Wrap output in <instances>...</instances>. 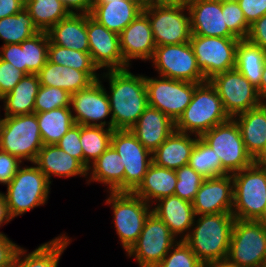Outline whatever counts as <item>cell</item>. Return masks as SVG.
Masks as SVG:
<instances>
[{
	"instance_id": "obj_30",
	"label": "cell",
	"mask_w": 266,
	"mask_h": 267,
	"mask_svg": "<svg viewBox=\"0 0 266 267\" xmlns=\"http://www.w3.org/2000/svg\"><path fill=\"white\" fill-rule=\"evenodd\" d=\"M176 184L175 170L157 166L152 162L143 180L132 193L151 205L150 202L174 195Z\"/></svg>"
},
{
	"instance_id": "obj_42",
	"label": "cell",
	"mask_w": 266,
	"mask_h": 267,
	"mask_svg": "<svg viewBox=\"0 0 266 267\" xmlns=\"http://www.w3.org/2000/svg\"><path fill=\"white\" fill-rule=\"evenodd\" d=\"M71 94L61 88L40 85L35 98L34 113L70 107Z\"/></svg>"
},
{
	"instance_id": "obj_18",
	"label": "cell",
	"mask_w": 266,
	"mask_h": 267,
	"mask_svg": "<svg viewBox=\"0 0 266 267\" xmlns=\"http://www.w3.org/2000/svg\"><path fill=\"white\" fill-rule=\"evenodd\" d=\"M89 53L93 63L107 70L125 69L129 65L123 60L119 34L108 30L87 14Z\"/></svg>"
},
{
	"instance_id": "obj_45",
	"label": "cell",
	"mask_w": 266,
	"mask_h": 267,
	"mask_svg": "<svg viewBox=\"0 0 266 267\" xmlns=\"http://www.w3.org/2000/svg\"><path fill=\"white\" fill-rule=\"evenodd\" d=\"M222 13L224 14L227 28L238 39H246L250 25L247 23L238 2H222Z\"/></svg>"
},
{
	"instance_id": "obj_5",
	"label": "cell",
	"mask_w": 266,
	"mask_h": 267,
	"mask_svg": "<svg viewBox=\"0 0 266 267\" xmlns=\"http://www.w3.org/2000/svg\"><path fill=\"white\" fill-rule=\"evenodd\" d=\"M50 184L37 166L20 167L4 194L10 217L13 219L30 209L44 205L50 192Z\"/></svg>"
},
{
	"instance_id": "obj_59",
	"label": "cell",
	"mask_w": 266,
	"mask_h": 267,
	"mask_svg": "<svg viewBox=\"0 0 266 267\" xmlns=\"http://www.w3.org/2000/svg\"><path fill=\"white\" fill-rule=\"evenodd\" d=\"M258 222L266 228V208L262 214V216L259 218Z\"/></svg>"
},
{
	"instance_id": "obj_40",
	"label": "cell",
	"mask_w": 266,
	"mask_h": 267,
	"mask_svg": "<svg viewBox=\"0 0 266 267\" xmlns=\"http://www.w3.org/2000/svg\"><path fill=\"white\" fill-rule=\"evenodd\" d=\"M189 165L201 176L206 178L222 176L220 158L209 144L198 137L192 150Z\"/></svg>"
},
{
	"instance_id": "obj_20",
	"label": "cell",
	"mask_w": 266,
	"mask_h": 267,
	"mask_svg": "<svg viewBox=\"0 0 266 267\" xmlns=\"http://www.w3.org/2000/svg\"><path fill=\"white\" fill-rule=\"evenodd\" d=\"M192 35L237 38L225 24L222 2L219 0H193L187 6Z\"/></svg>"
},
{
	"instance_id": "obj_22",
	"label": "cell",
	"mask_w": 266,
	"mask_h": 267,
	"mask_svg": "<svg viewBox=\"0 0 266 267\" xmlns=\"http://www.w3.org/2000/svg\"><path fill=\"white\" fill-rule=\"evenodd\" d=\"M175 130V122L160 110L148 106L130 128L138 141L153 153Z\"/></svg>"
},
{
	"instance_id": "obj_63",
	"label": "cell",
	"mask_w": 266,
	"mask_h": 267,
	"mask_svg": "<svg viewBox=\"0 0 266 267\" xmlns=\"http://www.w3.org/2000/svg\"><path fill=\"white\" fill-rule=\"evenodd\" d=\"M221 2H238L239 0H219Z\"/></svg>"
},
{
	"instance_id": "obj_54",
	"label": "cell",
	"mask_w": 266,
	"mask_h": 267,
	"mask_svg": "<svg viewBox=\"0 0 266 267\" xmlns=\"http://www.w3.org/2000/svg\"><path fill=\"white\" fill-rule=\"evenodd\" d=\"M62 2L70 14L78 11L80 14H90L92 10V0H62Z\"/></svg>"
},
{
	"instance_id": "obj_3",
	"label": "cell",
	"mask_w": 266,
	"mask_h": 267,
	"mask_svg": "<svg viewBox=\"0 0 266 267\" xmlns=\"http://www.w3.org/2000/svg\"><path fill=\"white\" fill-rule=\"evenodd\" d=\"M229 119L215 87L207 80L195 87L190 104L175 122V130L201 137Z\"/></svg>"
},
{
	"instance_id": "obj_47",
	"label": "cell",
	"mask_w": 266,
	"mask_h": 267,
	"mask_svg": "<svg viewBox=\"0 0 266 267\" xmlns=\"http://www.w3.org/2000/svg\"><path fill=\"white\" fill-rule=\"evenodd\" d=\"M57 146L76 158L83 165V151L80 142V125L74 124L60 139Z\"/></svg>"
},
{
	"instance_id": "obj_55",
	"label": "cell",
	"mask_w": 266,
	"mask_h": 267,
	"mask_svg": "<svg viewBox=\"0 0 266 267\" xmlns=\"http://www.w3.org/2000/svg\"><path fill=\"white\" fill-rule=\"evenodd\" d=\"M12 218L9 215L8 208H7V202L4 193L0 192V226L3 225V223H8L11 221ZM5 235L0 232V236Z\"/></svg>"
},
{
	"instance_id": "obj_4",
	"label": "cell",
	"mask_w": 266,
	"mask_h": 267,
	"mask_svg": "<svg viewBox=\"0 0 266 267\" xmlns=\"http://www.w3.org/2000/svg\"><path fill=\"white\" fill-rule=\"evenodd\" d=\"M232 177L233 216L258 221L266 208V165L255 161Z\"/></svg>"
},
{
	"instance_id": "obj_58",
	"label": "cell",
	"mask_w": 266,
	"mask_h": 267,
	"mask_svg": "<svg viewBox=\"0 0 266 267\" xmlns=\"http://www.w3.org/2000/svg\"><path fill=\"white\" fill-rule=\"evenodd\" d=\"M200 267H224V261L221 262H202Z\"/></svg>"
},
{
	"instance_id": "obj_17",
	"label": "cell",
	"mask_w": 266,
	"mask_h": 267,
	"mask_svg": "<svg viewBox=\"0 0 266 267\" xmlns=\"http://www.w3.org/2000/svg\"><path fill=\"white\" fill-rule=\"evenodd\" d=\"M102 82L97 80L88 88L71 94L70 109L74 123L87 126H101L112 129V122L103 121L111 114L108 93ZM98 122V123H97Z\"/></svg>"
},
{
	"instance_id": "obj_57",
	"label": "cell",
	"mask_w": 266,
	"mask_h": 267,
	"mask_svg": "<svg viewBox=\"0 0 266 267\" xmlns=\"http://www.w3.org/2000/svg\"><path fill=\"white\" fill-rule=\"evenodd\" d=\"M193 0H148V4H167L188 6Z\"/></svg>"
},
{
	"instance_id": "obj_19",
	"label": "cell",
	"mask_w": 266,
	"mask_h": 267,
	"mask_svg": "<svg viewBox=\"0 0 266 267\" xmlns=\"http://www.w3.org/2000/svg\"><path fill=\"white\" fill-rule=\"evenodd\" d=\"M195 215L232 213L233 177L230 174L206 178L192 201Z\"/></svg>"
},
{
	"instance_id": "obj_37",
	"label": "cell",
	"mask_w": 266,
	"mask_h": 267,
	"mask_svg": "<svg viewBox=\"0 0 266 267\" xmlns=\"http://www.w3.org/2000/svg\"><path fill=\"white\" fill-rule=\"evenodd\" d=\"M24 8L37 28L45 32L70 14L62 0H25Z\"/></svg>"
},
{
	"instance_id": "obj_33",
	"label": "cell",
	"mask_w": 266,
	"mask_h": 267,
	"mask_svg": "<svg viewBox=\"0 0 266 267\" xmlns=\"http://www.w3.org/2000/svg\"><path fill=\"white\" fill-rule=\"evenodd\" d=\"M69 243L70 239L62 235L40 245L29 254H25L26 250L19 248L11 267H57L60 256Z\"/></svg>"
},
{
	"instance_id": "obj_46",
	"label": "cell",
	"mask_w": 266,
	"mask_h": 267,
	"mask_svg": "<svg viewBox=\"0 0 266 267\" xmlns=\"http://www.w3.org/2000/svg\"><path fill=\"white\" fill-rule=\"evenodd\" d=\"M25 73L0 58V99L11 92Z\"/></svg>"
},
{
	"instance_id": "obj_21",
	"label": "cell",
	"mask_w": 266,
	"mask_h": 267,
	"mask_svg": "<svg viewBox=\"0 0 266 267\" xmlns=\"http://www.w3.org/2000/svg\"><path fill=\"white\" fill-rule=\"evenodd\" d=\"M123 60H151L156 48L148 17L142 12L120 34Z\"/></svg>"
},
{
	"instance_id": "obj_26",
	"label": "cell",
	"mask_w": 266,
	"mask_h": 267,
	"mask_svg": "<svg viewBox=\"0 0 266 267\" xmlns=\"http://www.w3.org/2000/svg\"><path fill=\"white\" fill-rule=\"evenodd\" d=\"M157 206L152 208L155 213L170 229L171 233L184 240L191 230V227L196 218L192 203L181 199L177 195H170L159 199ZM189 230V231H188Z\"/></svg>"
},
{
	"instance_id": "obj_31",
	"label": "cell",
	"mask_w": 266,
	"mask_h": 267,
	"mask_svg": "<svg viewBox=\"0 0 266 267\" xmlns=\"http://www.w3.org/2000/svg\"><path fill=\"white\" fill-rule=\"evenodd\" d=\"M90 181L109 186V192H124L125 167L118 152L110 145L106 151L89 166Z\"/></svg>"
},
{
	"instance_id": "obj_48",
	"label": "cell",
	"mask_w": 266,
	"mask_h": 267,
	"mask_svg": "<svg viewBox=\"0 0 266 267\" xmlns=\"http://www.w3.org/2000/svg\"><path fill=\"white\" fill-rule=\"evenodd\" d=\"M22 161L0 149V184L8 185L20 168Z\"/></svg>"
},
{
	"instance_id": "obj_36",
	"label": "cell",
	"mask_w": 266,
	"mask_h": 267,
	"mask_svg": "<svg viewBox=\"0 0 266 267\" xmlns=\"http://www.w3.org/2000/svg\"><path fill=\"white\" fill-rule=\"evenodd\" d=\"M114 129L101 126L80 125V142L83 151V166L88 170L90 163L99 158L111 145Z\"/></svg>"
},
{
	"instance_id": "obj_64",
	"label": "cell",
	"mask_w": 266,
	"mask_h": 267,
	"mask_svg": "<svg viewBox=\"0 0 266 267\" xmlns=\"http://www.w3.org/2000/svg\"><path fill=\"white\" fill-rule=\"evenodd\" d=\"M144 4H148V0H141Z\"/></svg>"
},
{
	"instance_id": "obj_41",
	"label": "cell",
	"mask_w": 266,
	"mask_h": 267,
	"mask_svg": "<svg viewBox=\"0 0 266 267\" xmlns=\"http://www.w3.org/2000/svg\"><path fill=\"white\" fill-rule=\"evenodd\" d=\"M49 62L71 67L83 72H96L98 67L93 63L89 52H81L59 45L49 43L48 56Z\"/></svg>"
},
{
	"instance_id": "obj_56",
	"label": "cell",
	"mask_w": 266,
	"mask_h": 267,
	"mask_svg": "<svg viewBox=\"0 0 266 267\" xmlns=\"http://www.w3.org/2000/svg\"><path fill=\"white\" fill-rule=\"evenodd\" d=\"M257 92H258V95L261 98V100L263 102H266V100H264V99H266V59L264 62L262 77H261L260 85L257 88Z\"/></svg>"
},
{
	"instance_id": "obj_52",
	"label": "cell",
	"mask_w": 266,
	"mask_h": 267,
	"mask_svg": "<svg viewBox=\"0 0 266 267\" xmlns=\"http://www.w3.org/2000/svg\"><path fill=\"white\" fill-rule=\"evenodd\" d=\"M0 58L24 72V66H22V48L20 44L3 45L0 50Z\"/></svg>"
},
{
	"instance_id": "obj_32",
	"label": "cell",
	"mask_w": 266,
	"mask_h": 267,
	"mask_svg": "<svg viewBox=\"0 0 266 267\" xmlns=\"http://www.w3.org/2000/svg\"><path fill=\"white\" fill-rule=\"evenodd\" d=\"M40 87L37 74H25L13 90L2 97L6 117L34 113L35 98Z\"/></svg>"
},
{
	"instance_id": "obj_34",
	"label": "cell",
	"mask_w": 266,
	"mask_h": 267,
	"mask_svg": "<svg viewBox=\"0 0 266 267\" xmlns=\"http://www.w3.org/2000/svg\"><path fill=\"white\" fill-rule=\"evenodd\" d=\"M266 51L252 44L247 39H241L236 47L235 69L238 70L253 86L259 87Z\"/></svg>"
},
{
	"instance_id": "obj_1",
	"label": "cell",
	"mask_w": 266,
	"mask_h": 267,
	"mask_svg": "<svg viewBox=\"0 0 266 267\" xmlns=\"http://www.w3.org/2000/svg\"><path fill=\"white\" fill-rule=\"evenodd\" d=\"M105 74V75H104ZM102 76L109 80L108 94L112 129H130L148 107L145 76L132 74L125 69L108 70Z\"/></svg>"
},
{
	"instance_id": "obj_43",
	"label": "cell",
	"mask_w": 266,
	"mask_h": 267,
	"mask_svg": "<svg viewBox=\"0 0 266 267\" xmlns=\"http://www.w3.org/2000/svg\"><path fill=\"white\" fill-rule=\"evenodd\" d=\"M175 173L177 184L174 195L192 203L205 178L197 173L189 164L178 168L175 170Z\"/></svg>"
},
{
	"instance_id": "obj_39",
	"label": "cell",
	"mask_w": 266,
	"mask_h": 267,
	"mask_svg": "<svg viewBox=\"0 0 266 267\" xmlns=\"http://www.w3.org/2000/svg\"><path fill=\"white\" fill-rule=\"evenodd\" d=\"M49 37L41 31L20 43L25 74H37L47 62Z\"/></svg>"
},
{
	"instance_id": "obj_12",
	"label": "cell",
	"mask_w": 266,
	"mask_h": 267,
	"mask_svg": "<svg viewBox=\"0 0 266 267\" xmlns=\"http://www.w3.org/2000/svg\"><path fill=\"white\" fill-rule=\"evenodd\" d=\"M145 76L148 106L160 110L176 122L190 104L197 83L159 76Z\"/></svg>"
},
{
	"instance_id": "obj_13",
	"label": "cell",
	"mask_w": 266,
	"mask_h": 267,
	"mask_svg": "<svg viewBox=\"0 0 266 267\" xmlns=\"http://www.w3.org/2000/svg\"><path fill=\"white\" fill-rule=\"evenodd\" d=\"M240 39L192 35L189 41L197 65L206 80L235 68L236 47Z\"/></svg>"
},
{
	"instance_id": "obj_29",
	"label": "cell",
	"mask_w": 266,
	"mask_h": 267,
	"mask_svg": "<svg viewBox=\"0 0 266 267\" xmlns=\"http://www.w3.org/2000/svg\"><path fill=\"white\" fill-rule=\"evenodd\" d=\"M51 183V175L60 177L87 176L88 170L74 157L60 149L57 144L43 145L33 163Z\"/></svg>"
},
{
	"instance_id": "obj_27",
	"label": "cell",
	"mask_w": 266,
	"mask_h": 267,
	"mask_svg": "<svg viewBox=\"0 0 266 267\" xmlns=\"http://www.w3.org/2000/svg\"><path fill=\"white\" fill-rule=\"evenodd\" d=\"M189 133L174 130L167 139L152 153V162L160 167L177 170L188 165L196 138Z\"/></svg>"
},
{
	"instance_id": "obj_8",
	"label": "cell",
	"mask_w": 266,
	"mask_h": 267,
	"mask_svg": "<svg viewBox=\"0 0 266 267\" xmlns=\"http://www.w3.org/2000/svg\"><path fill=\"white\" fill-rule=\"evenodd\" d=\"M201 138L212 147L221 161L222 175L234 174L255 161L247 153L240 128L233 118L216 125Z\"/></svg>"
},
{
	"instance_id": "obj_38",
	"label": "cell",
	"mask_w": 266,
	"mask_h": 267,
	"mask_svg": "<svg viewBox=\"0 0 266 267\" xmlns=\"http://www.w3.org/2000/svg\"><path fill=\"white\" fill-rule=\"evenodd\" d=\"M39 32L41 31L25 8L15 15L0 19V38L4 45L20 44Z\"/></svg>"
},
{
	"instance_id": "obj_25",
	"label": "cell",
	"mask_w": 266,
	"mask_h": 267,
	"mask_svg": "<svg viewBox=\"0 0 266 267\" xmlns=\"http://www.w3.org/2000/svg\"><path fill=\"white\" fill-rule=\"evenodd\" d=\"M37 76L40 85L61 88L70 94L86 89L99 80L96 72H83L48 60Z\"/></svg>"
},
{
	"instance_id": "obj_23",
	"label": "cell",
	"mask_w": 266,
	"mask_h": 267,
	"mask_svg": "<svg viewBox=\"0 0 266 267\" xmlns=\"http://www.w3.org/2000/svg\"><path fill=\"white\" fill-rule=\"evenodd\" d=\"M233 119L240 128L247 153L258 161L266 153V102Z\"/></svg>"
},
{
	"instance_id": "obj_16",
	"label": "cell",
	"mask_w": 266,
	"mask_h": 267,
	"mask_svg": "<svg viewBox=\"0 0 266 267\" xmlns=\"http://www.w3.org/2000/svg\"><path fill=\"white\" fill-rule=\"evenodd\" d=\"M111 146L118 152L125 167L124 192H133L152 163V153L138 141L130 129L114 130Z\"/></svg>"
},
{
	"instance_id": "obj_10",
	"label": "cell",
	"mask_w": 266,
	"mask_h": 267,
	"mask_svg": "<svg viewBox=\"0 0 266 267\" xmlns=\"http://www.w3.org/2000/svg\"><path fill=\"white\" fill-rule=\"evenodd\" d=\"M187 6L144 4L142 12L148 17L156 46L189 42L192 36Z\"/></svg>"
},
{
	"instance_id": "obj_53",
	"label": "cell",
	"mask_w": 266,
	"mask_h": 267,
	"mask_svg": "<svg viewBox=\"0 0 266 267\" xmlns=\"http://www.w3.org/2000/svg\"><path fill=\"white\" fill-rule=\"evenodd\" d=\"M25 7V0H0V19L15 15Z\"/></svg>"
},
{
	"instance_id": "obj_2",
	"label": "cell",
	"mask_w": 266,
	"mask_h": 267,
	"mask_svg": "<svg viewBox=\"0 0 266 267\" xmlns=\"http://www.w3.org/2000/svg\"><path fill=\"white\" fill-rule=\"evenodd\" d=\"M196 216L185 243L201 262L226 261L235 217L232 213Z\"/></svg>"
},
{
	"instance_id": "obj_62",
	"label": "cell",
	"mask_w": 266,
	"mask_h": 267,
	"mask_svg": "<svg viewBox=\"0 0 266 267\" xmlns=\"http://www.w3.org/2000/svg\"><path fill=\"white\" fill-rule=\"evenodd\" d=\"M224 267H240V266H235V265L228 263L227 261H224Z\"/></svg>"
},
{
	"instance_id": "obj_49",
	"label": "cell",
	"mask_w": 266,
	"mask_h": 267,
	"mask_svg": "<svg viewBox=\"0 0 266 267\" xmlns=\"http://www.w3.org/2000/svg\"><path fill=\"white\" fill-rule=\"evenodd\" d=\"M238 4L250 26L266 14V0H239Z\"/></svg>"
},
{
	"instance_id": "obj_24",
	"label": "cell",
	"mask_w": 266,
	"mask_h": 267,
	"mask_svg": "<svg viewBox=\"0 0 266 267\" xmlns=\"http://www.w3.org/2000/svg\"><path fill=\"white\" fill-rule=\"evenodd\" d=\"M141 0H115L92 3L90 15L105 28L120 34L143 10Z\"/></svg>"
},
{
	"instance_id": "obj_11",
	"label": "cell",
	"mask_w": 266,
	"mask_h": 267,
	"mask_svg": "<svg viewBox=\"0 0 266 267\" xmlns=\"http://www.w3.org/2000/svg\"><path fill=\"white\" fill-rule=\"evenodd\" d=\"M168 226L153 212L147 217L139 238L127 251L140 267H156L178 241Z\"/></svg>"
},
{
	"instance_id": "obj_65",
	"label": "cell",
	"mask_w": 266,
	"mask_h": 267,
	"mask_svg": "<svg viewBox=\"0 0 266 267\" xmlns=\"http://www.w3.org/2000/svg\"><path fill=\"white\" fill-rule=\"evenodd\" d=\"M1 127H2V119H0V133H1Z\"/></svg>"
},
{
	"instance_id": "obj_28",
	"label": "cell",
	"mask_w": 266,
	"mask_h": 267,
	"mask_svg": "<svg viewBox=\"0 0 266 267\" xmlns=\"http://www.w3.org/2000/svg\"><path fill=\"white\" fill-rule=\"evenodd\" d=\"M47 35L52 44L89 52L87 14L73 13L52 26Z\"/></svg>"
},
{
	"instance_id": "obj_15",
	"label": "cell",
	"mask_w": 266,
	"mask_h": 267,
	"mask_svg": "<svg viewBox=\"0 0 266 267\" xmlns=\"http://www.w3.org/2000/svg\"><path fill=\"white\" fill-rule=\"evenodd\" d=\"M151 60L162 77L197 84L207 81L189 42L156 46Z\"/></svg>"
},
{
	"instance_id": "obj_6",
	"label": "cell",
	"mask_w": 266,
	"mask_h": 267,
	"mask_svg": "<svg viewBox=\"0 0 266 267\" xmlns=\"http://www.w3.org/2000/svg\"><path fill=\"white\" fill-rule=\"evenodd\" d=\"M43 141L36 113L17 115L2 119L0 149L21 161L34 163Z\"/></svg>"
},
{
	"instance_id": "obj_51",
	"label": "cell",
	"mask_w": 266,
	"mask_h": 267,
	"mask_svg": "<svg viewBox=\"0 0 266 267\" xmlns=\"http://www.w3.org/2000/svg\"><path fill=\"white\" fill-rule=\"evenodd\" d=\"M20 246L9 240L6 235L0 236V267H11Z\"/></svg>"
},
{
	"instance_id": "obj_44",
	"label": "cell",
	"mask_w": 266,
	"mask_h": 267,
	"mask_svg": "<svg viewBox=\"0 0 266 267\" xmlns=\"http://www.w3.org/2000/svg\"><path fill=\"white\" fill-rule=\"evenodd\" d=\"M202 262L184 240H179L156 267H200Z\"/></svg>"
},
{
	"instance_id": "obj_7",
	"label": "cell",
	"mask_w": 266,
	"mask_h": 267,
	"mask_svg": "<svg viewBox=\"0 0 266 267\" xmlns=\"http://www.w3.org/2000/svg\"><path fill=\"white\" fill-rule=\"evenodd\" d=\"M226 261L240 267H263L266 228L258 221L235 219Z\"/></svg>"
},
{
	"instance_id": "obj_9",
	"label": "cell",
	"mask_w": 266,
	"mask_h": 267,
	"mask_svg": "<svg viewBox=\"0 0 266 267\" xmlns=\"http://www.w3.org/2000/svg\"><path fill=\"white\" fill-rule=\"evenodd\" d=\"M106 204L112 206L116 232L127 252L139 238L151 205L132 192H110Z\"/></svg>"
},
{
	"instance_id": "obj_14",
	"label": "cell",
	"mask_w": 266,
	"mask_h": 267,
	"mask_svg": "<svg viewBox=\"0 0 266 267\" xmlns=\"http://www.w3.org/2000/svg\"><path fill=\"white\" fill-rule=\"evenodd\" d=\"M209 82L215 87L230 118L263 103L257 88L235 68L214 75Z\"/></svg>"
},
{
	"instance_id": "obj_61",
	"label": "cell",
	"mask_w": 266,
	"mask_h": 267,
	"mask_svg": "<svg viewBox=\"0 0 266 267\" xmlns=\"http://www.w3.org/2000/svg\"><path fill=\"white\" fill-rule=\"evenodd\" d=\"M257 162L266 165V153Z\"/></svg>"
},
{
	"instance_id": "obj_60",
	"label": "cell",
	"mask_w": 266,
	"mask_h": 267,
	"mask_svg": "<svg viewBox=\"0 0 266 267\" xmlns=\"http://www.w3.org/2000/svg\"><path fill=\"white\" fill-rule=\"evenodd\" d=\"M115 0H92V3H110Z\"/></svg>"
},
{
	"instance_id": "obj_50",
	"label": "cell",
	"mask_w": 266,
	"mask_h": 267,
	"mask_svg": "<svg viewBox=\"0 0 266 267\" xmlns=\"http://www.w3.org/2000/svg\"><path fill=\"white\" fill-rule=\"evenodd\" d=\"M246 39L266 51V14L250 26Z\"/></svg>"
},
{
	"instance_id": "obj_35",
	"label": "cell",
	"mask_w": 266,
	"mask_h": 267,
	"mask_svg": "<svg viewBox=\"0 0 266 267\" xmlns=\"http://www.w3.org/2000/svg\"><path fill=\"white\" fill-rule=\"evenodd\" d=\"M70 107H62L47 112L36 113L43 145H55L73 126Z\"/></svg>"
}]
</instances>
